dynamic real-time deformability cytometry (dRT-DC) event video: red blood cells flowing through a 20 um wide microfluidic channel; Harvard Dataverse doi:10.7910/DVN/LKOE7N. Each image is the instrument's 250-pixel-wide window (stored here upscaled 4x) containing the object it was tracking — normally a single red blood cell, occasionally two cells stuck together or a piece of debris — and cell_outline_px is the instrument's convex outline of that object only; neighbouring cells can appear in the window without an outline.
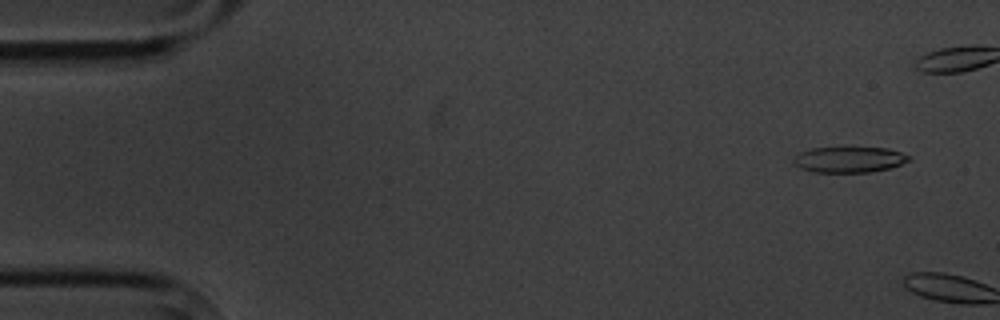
{"species": "common noctule bat (a hibernating species)", "species_latin": "Nyctalus noctula", "temperature_condition": "cold", "stored_images_in_passage": 3, "camera_frame_rate_fps": 3000, "um_per_image_px": 0.085, "animal": {"sex": "male", "body_mass_g": 20.1, "forearm_length_mm": 53.5}, "frame": {"image": 1, "passage_image": 2, "time_ms": 1.0, "image_size_px": [1000, 320], "cell_outline_px": [[912, 160], [888, 168], [868, 172], [812, 172], [800, 168], [792, 160], [800, 152], [812, 148], [844, 144], [852, 144], [888, 148], [912, 156]], "centroid_in_image_um": [72.2, 13.49], "position_along_channel_um": 12.8, "area_um2": 18.38}}